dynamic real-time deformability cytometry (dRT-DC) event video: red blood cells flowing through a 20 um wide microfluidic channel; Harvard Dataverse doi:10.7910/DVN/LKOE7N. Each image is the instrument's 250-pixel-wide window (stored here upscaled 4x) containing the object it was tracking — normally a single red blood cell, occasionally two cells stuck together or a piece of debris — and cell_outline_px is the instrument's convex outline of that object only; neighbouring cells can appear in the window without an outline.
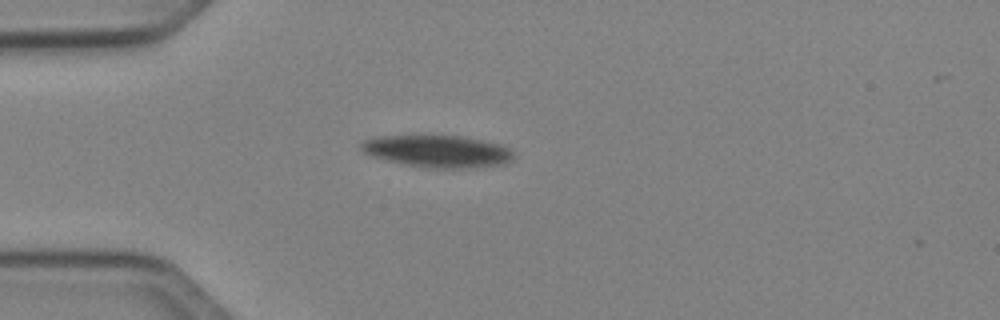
{"species": "Egyptian fruit bat (a non-hibernating species)", "species_latin": "Rousettus aegyptiacus", "temperature_condition": "cold", "stored_images_in_passage": 39, "camera_frame_rate_fps": 3000, "um_per_image_px": 0.085, "animal": {"sex": "female"}, "frame": {"image": 1, "passage_image": 1, "time_ms": 0.0, "image_size_px": [1000, 320], "cell_outline_px": [[512, 156], [508, 160], [500, 164], [452, 168], [440, 168], [408, 164], [388, 160], [364, 152], [360, 148], [360, 144], [364, 140], [376, 136], [464, 136], [484, 140], [500, 144], [508, 148], [512, 152]], "centroid_in_image_um": [37.16, 12.82], "position_along_channel_um": 47.8, "area_um2": 27.57}}
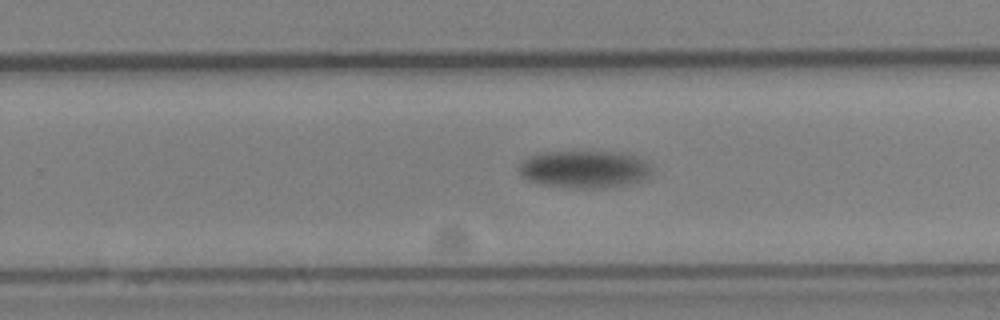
{"frame": {"image": 2, "passage_image": 21, "time_ms": 6.667, "image_size_px": [1000, 320], "cell_outline_px": [[648, 176], [640, 180], [628, 184], [596, 188], [572, 188], [540, 184], [528, 180], [520, 172], [520, 164], [524, 160], [532, 156], [544, 152], [620, 152], [636, 156], [648, 164]], "centroid_in_image_um": [49.64, 14.39], "position_along_channel_um": 280.2, "area_um2": 28.32}}
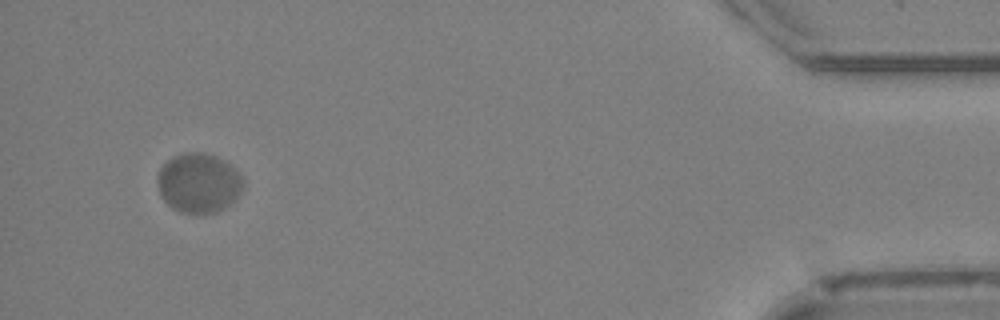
{"frame": {"image": 3, "passage_image": 38, "time_ms": 12.333, "image_size_px": [1000, 320], "cell_outline_px": [[240, 192], [228, 204], [216, 212], [180, 212], [172, 208], [160, 196], [156, 180], [160, 168], [172, 156], [184, 152], [204, 152], [216, 156], [224, 160], [240, 176]], "centroid_in_image_um": [16.8, 15.52], "position_along_channel_um": 418.4, "area_um2": 29.13}}